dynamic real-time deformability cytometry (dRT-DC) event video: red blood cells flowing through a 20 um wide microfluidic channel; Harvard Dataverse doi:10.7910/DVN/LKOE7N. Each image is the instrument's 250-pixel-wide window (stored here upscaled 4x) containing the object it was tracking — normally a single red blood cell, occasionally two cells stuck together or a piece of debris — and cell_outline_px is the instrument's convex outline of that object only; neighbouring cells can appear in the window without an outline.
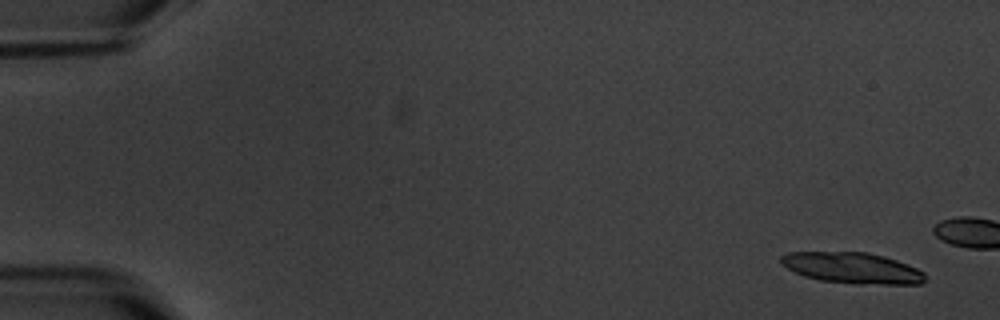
{"species": "common noctule bat (a hibernating species)", "species_latin": "Nyctalus noctula", "temperature_condition": "warm", "stored_images_in_passage": 4, "camera_frame_rate_fps": 3000, "um_per_image_px": 0.085, "animal": {"sex": "male", "body_mass_g": 20.1, "forearm_length_mm": 53.5}, "frame": {"image": 1, "passage_image": 1, "time_ms": 0.0, "image_size_px": [1000, 320], "cell_outline_px": [[924, 280], [920, 284], [856, 284], [820, 280], [804, 276], [780, 264], [780, 256], [788, 252], [868, 252], [884, 256], [896, 260], [916, 268], [924, 272]], "centroid_in_image_um": [72.42, 22.77], "position_along_channel_um": 12.6, "area_um2": 25.95}}